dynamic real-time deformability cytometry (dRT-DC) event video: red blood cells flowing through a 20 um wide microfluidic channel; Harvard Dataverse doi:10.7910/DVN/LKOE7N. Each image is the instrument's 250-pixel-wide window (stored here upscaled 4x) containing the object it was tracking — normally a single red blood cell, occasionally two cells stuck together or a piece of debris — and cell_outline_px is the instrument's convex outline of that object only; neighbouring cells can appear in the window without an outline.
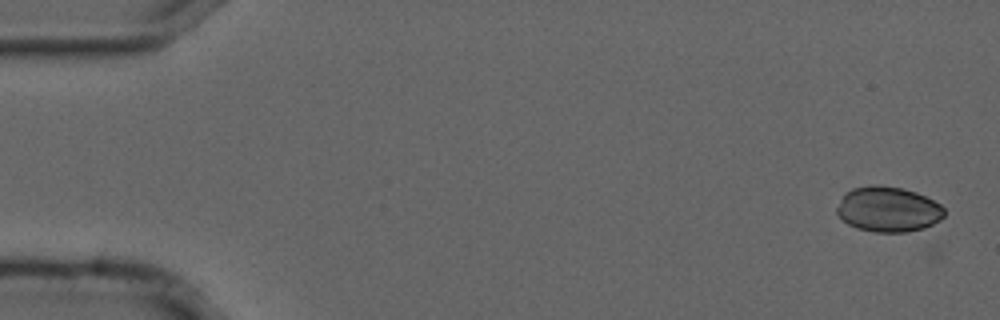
{"species": "common noctule bat (a hibernating species)", "species_latin": "Nyctalus noctula", "temperature_condition": "cold", "stored_images_in_passage": 3, "camera_frame_rate_fps": 3000, "um_per_image_px": 0.085, "animal": {"sex": "male", "forearm_length_mm": 52.5}, "frame": {"image": 1, "passage_image": 2, "time_ms": 0.333, "image_size_px": [1000, 320], "cell_outline_px": [[944, 216], [940, 220], [924, 228], [908, 232], [872, 232], [856, 228], [848, 224], [836, 212], [836, 208], [844, 192], [852, 188], [872, 184], [876, 184], [904, 188], [916, 192], [940, 204], [944, 208]], "centroid_in_image_um": [75.47, 17.78], "position_along_channel_um": 9.5, "area_um2": 28.55}}